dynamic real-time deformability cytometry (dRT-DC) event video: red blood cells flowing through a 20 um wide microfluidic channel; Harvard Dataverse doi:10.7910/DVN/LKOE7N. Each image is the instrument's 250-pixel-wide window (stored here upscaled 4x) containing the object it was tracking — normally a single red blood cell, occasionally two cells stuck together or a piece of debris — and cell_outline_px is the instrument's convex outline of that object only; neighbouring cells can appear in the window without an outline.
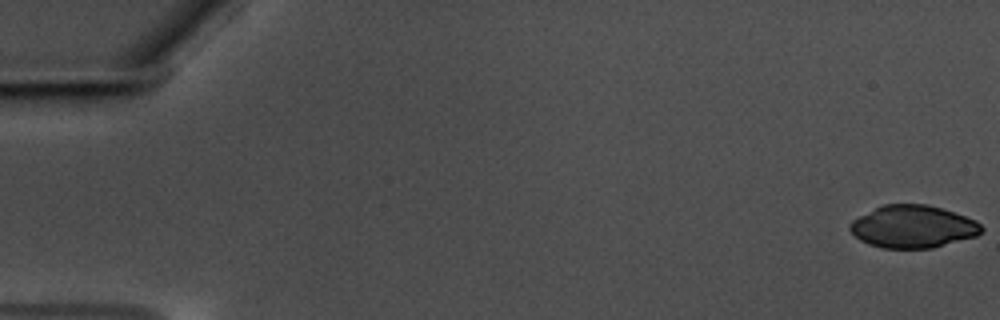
{"species": "common noctule bat (a hibernating species)", "species_latin": "Nyctalus noctula", "temperature_condition": "warm", "stored_images_in_passage": 22, "camera_frame_rate_fps": 3000, "um_per_image_px": 0.085, "animal": {"sex": "male", "body_mass_g": 17.5, "forearm_length_mm": 52.3}, "frame": {"image": 1, "passage_image": 1, "time_ms": 0.0, "image_size_px": [1000, 320], "cell_outline_px": [[984, 228], [976, 236], [932, 248], [884, 248], [868, 244], [860, 240], [848, 228], [848, 224], [852, 220], [884, 204], [928, 204], [976, 220]], "centroid_in_image_um": [77.58, 19.27], "position_along_channel_um": 7.4, "area_um2": 32.31}}